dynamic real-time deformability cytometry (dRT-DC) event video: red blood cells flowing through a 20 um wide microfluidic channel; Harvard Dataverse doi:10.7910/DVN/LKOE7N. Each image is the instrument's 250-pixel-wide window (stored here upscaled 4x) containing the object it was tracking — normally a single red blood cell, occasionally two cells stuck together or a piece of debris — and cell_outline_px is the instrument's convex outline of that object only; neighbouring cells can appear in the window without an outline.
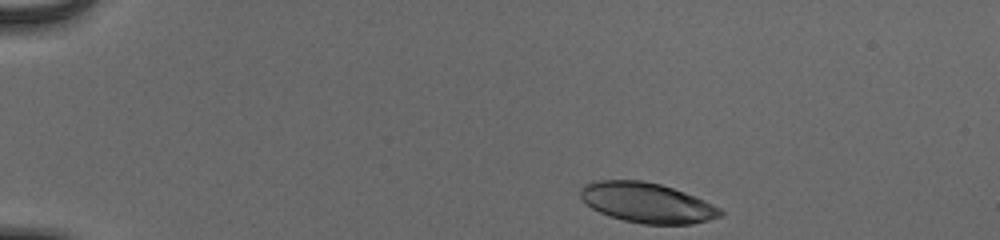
{"species": "human", "species_latin": "Homo sapiens", "temperature_condition": "cold", "stored_images_in_passage": 45, "camera_frame_rate_fps": 3000, "um_per_image_px": 0.085, "donor": {"sex": "male"}, "frame": {"image": 1, "passage_image": 1, "time_ms": 0.0, "image_size_px": [1000, 240], "cell_outline_px": [[724, 212], [720, 216], [708, 220], [692, 224], [644, 224], [624, 220], [608, 216], [592, 208], [580, 196], [580, 188], [584, 184], [592, 180], [640, 180], [660, 184], [684, 192], [704, 200], [720, 208]], "centroid_in_image_um": [54.97, 17.22], "position_along_channel_um": 30.0, "area_um2": 32.54}}
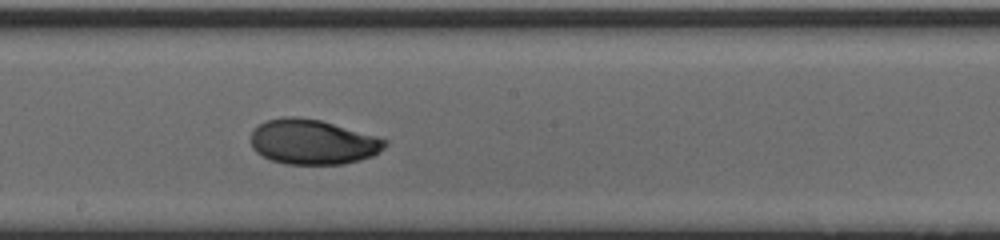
{"frame": {"image": 2, "passage_image": 23, "time_ms": 7.333, "image_size_px": [1000, 240], "cell_outline_px": [[388, 144], [380, 152], [372, 156], [360, 160], [344, 164], [284, 164], [272, 160], [256, 152], [252, 148], [252, 132], [260, 124], [268, 120], [284, 116], [296, 116], [320, 120], [388, 140]], "centroid_in_image_um": [26.59, 12.07], "position_along_channel_um": 221.6, "area_um2": 34.91}}
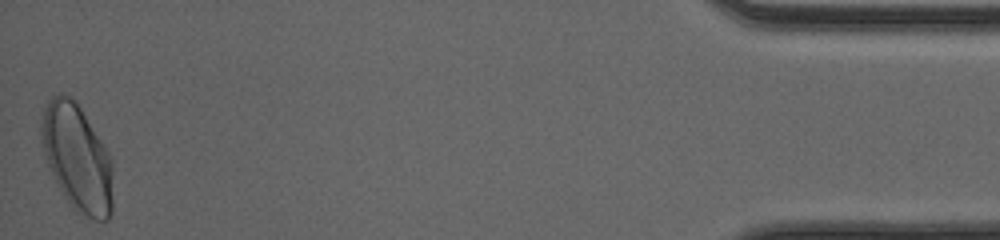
{"frame": {"image": 3, "passage_image": 45, "time_ms": 14.667, "image_size_px": [1000, 240], "cell_outline_px": [[112, 212], [108, 220], [96, 220], [76, 212], [68, 204], [56, 184], [44, 156], [40, 144], [40, 124], [44, 108], [48, 100], [52, 96], [60, 92], [64, 92], [72, 96], [80, 108], [108, 152], [112, 160]], "centroid_in_image_um": [6.52, 13.42], "position_along_channel_um": 428.7, "area_um2": 45.03}, "authors_computed_cell_mechanics": {"area_um2": 35.0846, "velocity_mm_per_s": 3.882, "shape_relaxation_time_tau1_ms": 3.9072, "shape_relaxation_time_tau2_ms": 1.2046, "deformation_change_tau1": 0.1476, "deformation_change_tau2": 0.0436}}